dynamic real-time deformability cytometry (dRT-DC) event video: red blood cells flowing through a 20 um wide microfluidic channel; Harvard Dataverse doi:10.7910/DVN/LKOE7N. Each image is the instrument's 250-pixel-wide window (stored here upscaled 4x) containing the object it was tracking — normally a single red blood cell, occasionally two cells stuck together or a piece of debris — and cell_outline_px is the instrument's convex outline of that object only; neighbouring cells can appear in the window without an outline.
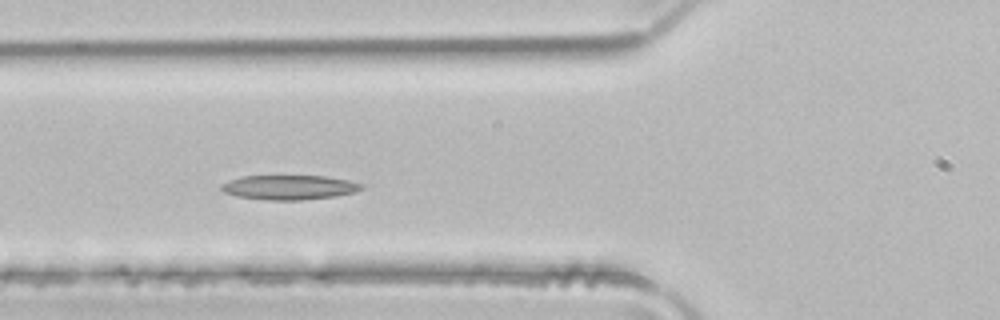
{"species": "common noctule bat (a hibernating species)", "species_latin": "Nyctalus noctula", "temperature_condition": "room temperature", "stored_images_in_passage": 4, "camera_frame_rate_fps": 3000, "um_per_image_px": 0.085, "animal": {"sex": "male", "body_mass_g": 21.5, "forearm_length_mm": 52.0}, "frame": {"image": 1, "passage_image": 3, "time_ms": 0.667, "image_size_px": [1000, 320], "cell_outline_px": [[364, 188], [352, 192], [336, 196], [300, 200], [268, 200], [236, 196], [224, 192], [220, 188], [220, 184], [228, 180], [240, 176], [324, 176], [348, 180], [364, 184]], "centroid_in_image_um": [24.55, 15.92], "position_along_channel_um": 101.3, "area_um2": 20.06}}
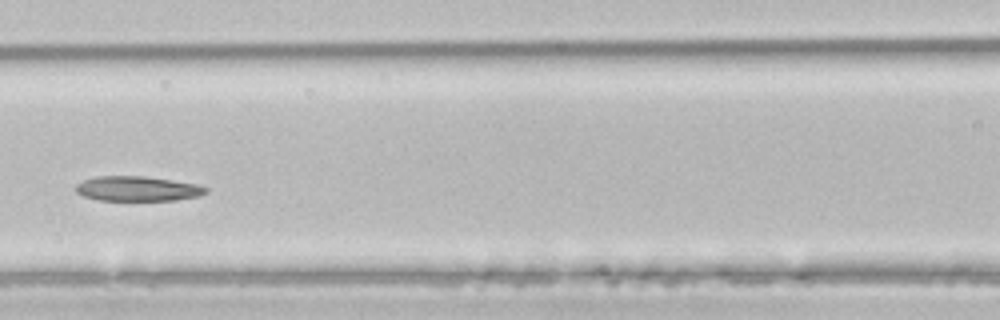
{"frame": {"image": 2, "passage_image": 4, "time_ms": 1.0, "image_size_px": [1000, 320], "cell_outline_px": [[208, 192], [200, 196], [176, 200], [96, 200], [84, 196], [76, 192], [76, 184], [84, 180], [96, 176], [144, 176], [172, 180], [196, 184], [208, 188]], "centroid_in_image_um": [11.7, 16.04], "position_along_channel_um": 154.9, "area_um2": 18.84}}